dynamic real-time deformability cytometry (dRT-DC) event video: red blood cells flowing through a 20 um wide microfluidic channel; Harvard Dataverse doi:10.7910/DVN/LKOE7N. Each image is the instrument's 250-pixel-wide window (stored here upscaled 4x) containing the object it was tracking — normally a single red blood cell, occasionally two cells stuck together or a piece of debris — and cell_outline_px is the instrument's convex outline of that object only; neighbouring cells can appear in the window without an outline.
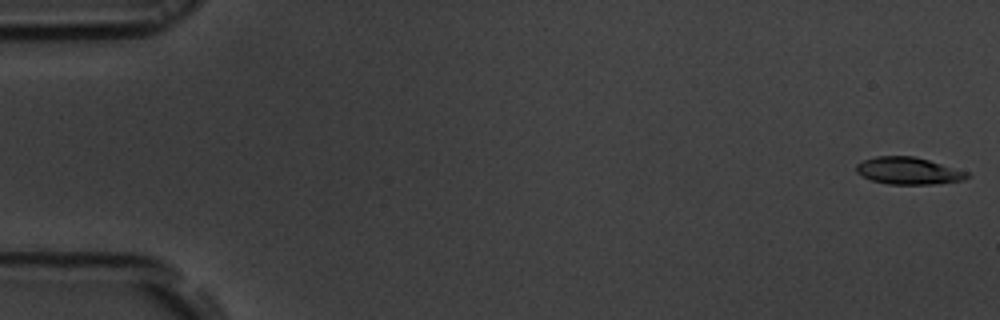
{"species": "common noctule bat (a hibernating species)", "species_latin": "Nyctalus noctula", "temperature_condition": "room temperature", "stored_images_in_passage": 55, "camera_frame_rate_fps": 3000, "um_per_image_px": 0.085, "animal": {"sex": "male", "body_mass_g": 19.5, "forearm_length_mm": 54.6}, "frame": {"image": 1, "passage_image": 1, "time_ms": 0.0, "image_size_px": [1000, 320], "cell_outline_px": [[972, 176], [964, 180], [932, 184], [888, 184], [872, 180], [856, 172], [856, 164], [864, 160], [876, 156], [912, 156], [928, 160], [968, 172]], "centroid_in_image_um": [77.22, 14.52], "position_along_channel_um": 7.8, "area_um2": 17.34}}
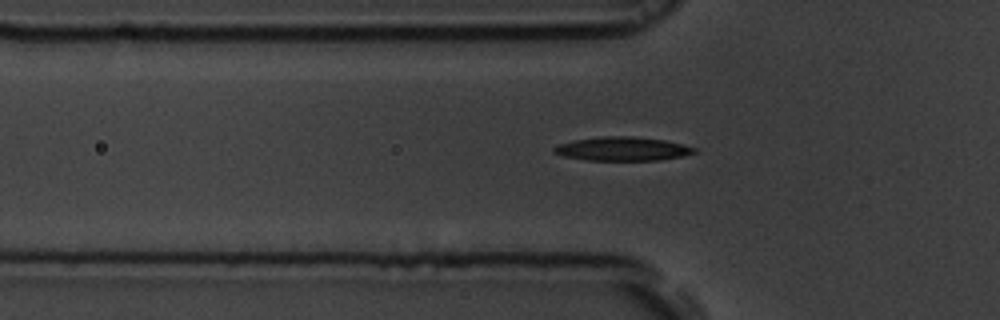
{"frame": {"image": 2, "passage_image": 18, "time_ms": 5.667, "image_size_px": [1000, 320], "cell_outline_px": [[696, 152], [684, 156], [660, 160], [588, 160], [564, 156], [552, 152], [552, 148], [556, 144], [576, 140], [600, 136], [632, 136], [664, 140], [696, 148]], "centroid_in_image_um": [52.88, 12.65], "position_along_channel_um": 72.9, "area_um2": 19.42}}
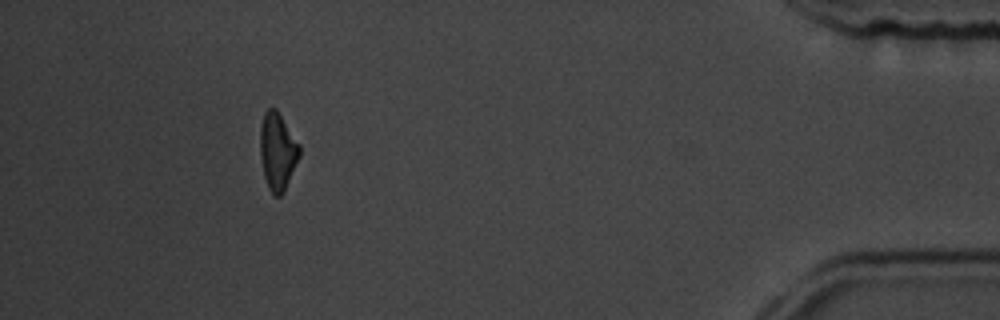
{"frame": {"image": 3, "passage_image": 50, "time_ms": 16.333, "image_size_px": [1000, 320], "cell_outline_px": [[300, 156], [284, 192], [280, 196], [272, 196], [268, 188], [264, 176], [260, 156], [260, 128], [264, 112], [268, 108], [276, 108], [300, 144]], "centroid_in_image_um": [23.59, 12.88], "position_along_channel_um": 411.6, "area_um2": 17.92}, "authors_computed_cell_mechanics": {"area_um2": 18.3804, "velocity_mm_per_s": 3.733, "shape_relaxation_time_tau1_ms": 4.5967, "shape_relaxation_time_tau2_ms": 4.4559, "deformation_change_tau1": 0.1584, "deformation_change_tau2": 0.1418}}